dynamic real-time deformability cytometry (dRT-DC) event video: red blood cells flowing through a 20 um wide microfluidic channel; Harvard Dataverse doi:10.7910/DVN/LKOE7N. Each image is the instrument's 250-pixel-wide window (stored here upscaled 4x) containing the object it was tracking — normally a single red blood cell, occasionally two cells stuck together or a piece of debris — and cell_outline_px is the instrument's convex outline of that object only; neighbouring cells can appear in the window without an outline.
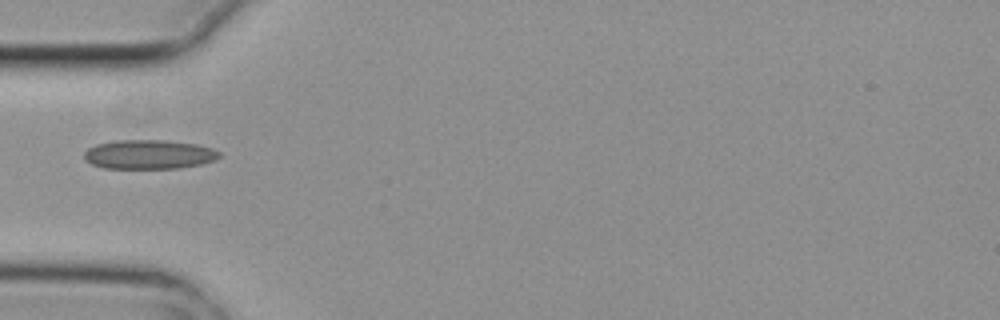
{"species": "common noctule bat (a hibernating species)", "species_latin": "Nyctalus noctula", "temperature_condition": "cold", "stored_images_in_passage": 6, "camera_frame_rate_fps": 3000, "um_per_image_px": 0.085, "animal": {"sex": "female", "body_mass_g": 29.2, "forearm_length_mm": 56.3}, "frame": {"image": 1, "passage_image": 6, "time_ms": 1.667, "image_size_px": [1000, 320], "cell_outline_px": [[220, 156], [216, 160], [200, 164], [180, 168], [104, 168], [92, 164], [84, 160], [84, 152], [88, 148], [96, 144], [112, 140], [168, 140], [196, 144], [212, 148], [220, 152]], "centroid_in_image_um": [12.65, 13.12], "position_along_channel_um": 72.4, "area_um2": 23.18}}